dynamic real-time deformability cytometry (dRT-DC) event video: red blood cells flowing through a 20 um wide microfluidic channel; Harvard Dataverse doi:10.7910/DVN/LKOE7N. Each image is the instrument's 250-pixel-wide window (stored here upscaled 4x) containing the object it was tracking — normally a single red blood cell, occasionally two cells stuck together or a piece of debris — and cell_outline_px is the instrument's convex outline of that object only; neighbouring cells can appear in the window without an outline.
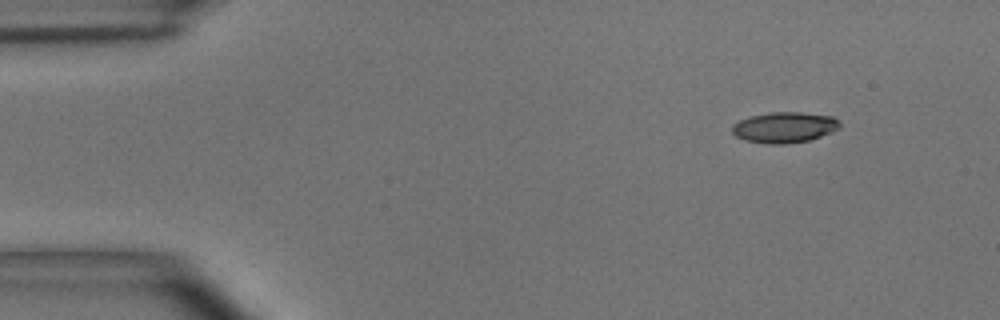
{"species": "common noctule bat (a hibernating species)", "species_latin": "Nyctalus noctula", "temperature_condition": "room temperature", "stored_images_in_passage": 50, "camera_frame_rate_fps": 3000, "um_per_image_px": 0.085, "animal": {"sex": "male", "body_mass_g": 15.6}, "frame": {"image": 1, "passage_image": 1, "time_ms": 0.0, "image_size_px": [1000, 320], "cell_outline_px": [[840, 128], [832, 132], [808, 140], [784, 144], [768, 144], [744, 140], [736, 136], [732, 132], [732, 124], [740, 120], [752, 116], [772, 112], [800, 112], [832, 116], [840, 124]], "centroid_in_image_um": [66.66, 10.83], "position_along_channel_um": 18.3, "area_um2": 19.13}}
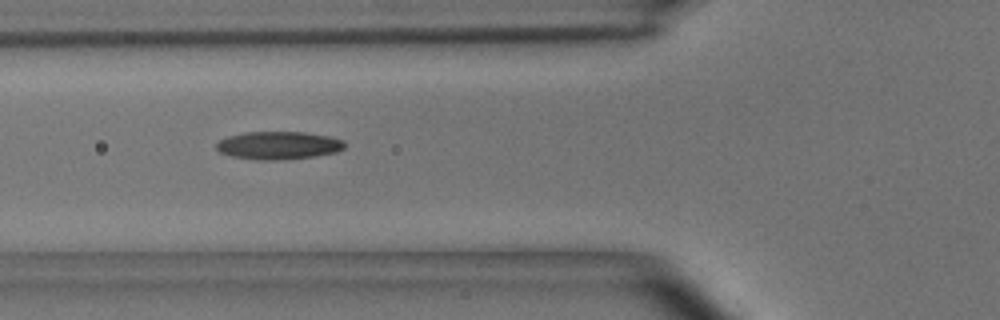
{"frame": {"image": 2, "passage_image": 15, "time_ms": 4.667, "image_size_px": [1000, 320], "cell_outline_px": [[344, 148], [336, 152], [316, 156], [284, 160], [256, 160], [232, 156], [220, 152], [216, 148], [216, 144], [220, 140], [228, 136], [244, 132], [304, 132], [328, 136], [344, 140]], "centroid_in_image_um": [23.67, 12.36], "position_along_channel_um": 102.1, "area_um2": 20.92}}
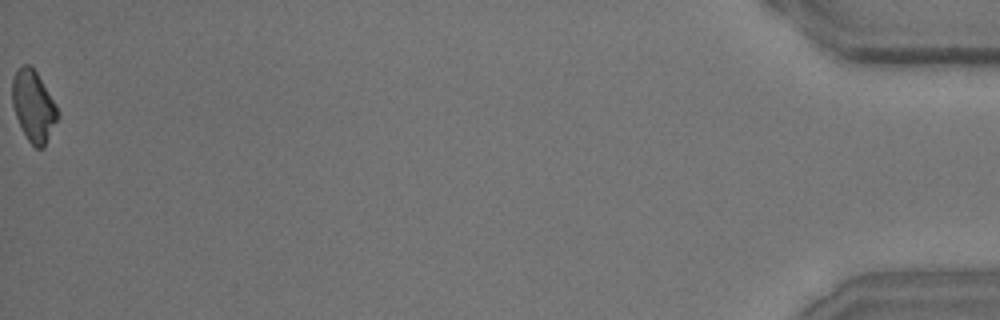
{"frame": {"image": 3, "passage_image": 50, "time_ms": 16.333, "image_size_px": [1000, 320], "cell_outline_px": [[60, 116], [44, 148], [36, 148], [28, 140], [16, 116], [12, 104], [12, 80], [16, 72], [24, 64], [28, 64], [36, 72], [56, 104], [60, 112]], "centroid_in_image_um": [2.87, 9.05], "position_along_channel_um": 432.3, "area_um2": 18.67}, "authors_computed_cell_mechanics": {"area_um2": 19.6231, "velocity_mm_per_s": 3.6664, "shape_relaxation_time_tau1_ms": 5.2126, "shape_relaxation_time_tau2_ms": 3.3596, "deformation_change_tau1": 0.1625, "deformation_change_tau2": 0.1081}}